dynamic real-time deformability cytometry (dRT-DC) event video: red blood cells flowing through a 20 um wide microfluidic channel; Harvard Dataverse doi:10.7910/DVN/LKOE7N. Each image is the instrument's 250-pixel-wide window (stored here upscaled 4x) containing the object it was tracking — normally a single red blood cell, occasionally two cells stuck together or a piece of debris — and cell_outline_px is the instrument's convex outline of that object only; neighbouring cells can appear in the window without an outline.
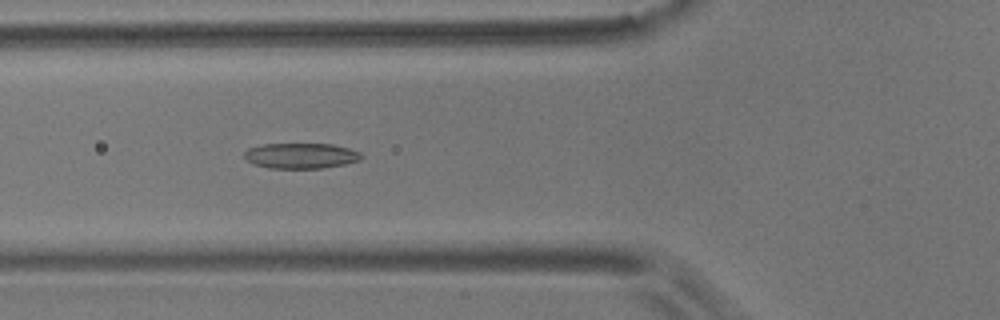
{"species": "common noctule bat (a hibernating species)", "species_latin": "Nyctalus noctula", "temperature_condition": "room temperature", "stored_images_in_passage": 42, "camera_frame_rate_fps": 3000, "um_per_image_px": 0.085, "animal": {"sex": "male", "body_mass_g": 17.9}, "frame": {"image": 1, "passage_image": 6, "time_ms": 1.667, "image_size_px": [1000, 320], "cell_outline_px": [[364, 156], [360, 160], [344, 164], [320, 168], [268, 168], [252, 164], [244, 156], [244, 152], [248, 148], [260, 144], [332, 144], [348, 148], [360, 152]], "centroid_in_image_um": [25.56, 13.23], "position_along_channel_um": 100.2, "area_um2": 17.4}}
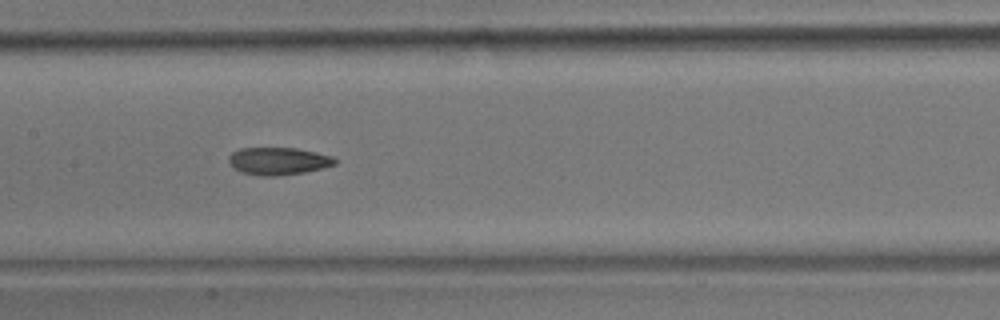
{"frame": {"image": 2, "passage_image": 13, "time_ms": 4.0, "image_size_px": [1000, 320], "cell_outline_px": [[336, 164], [304, 172], [276, 176], [260, 176], [244, 172], [236, 168], [228, 160], [228, 156], [232, 152], [240, 148], [296, 148], [316, 152], [332, 156], [336, 160]], "centroid_in_image_um": [23.66, 13.68], "position_along_channel_um": 183.7, "area_um2": 16.76}}
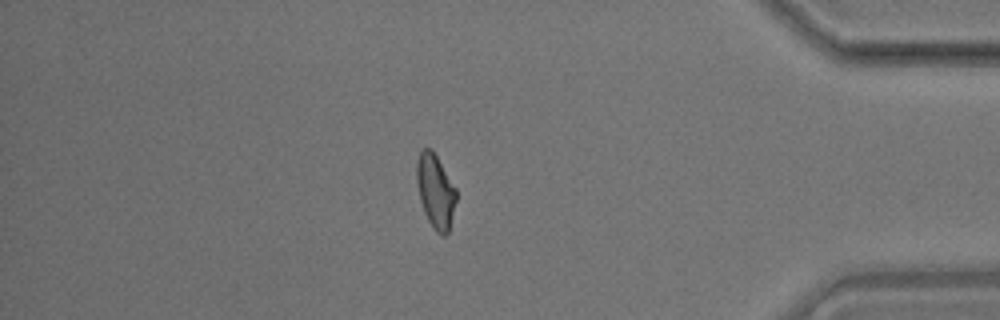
{"frame": {"image": 3, "passage_image": 34, "time_ms": 11.0, "image_size_px": [1000, 320], "cell_outline_px": [[456, 200], [448, 232], [444, 236], [440, 236], [432, 228], [424, 212], [420, 200], [416, 180], [416, 160], [420, 148], [432, 148], [456, 188]], "centroid_in_image_um": [36.99, 16.22], "position_along_channel_um": 398.2, "area_um2": 17.22}, "authors_computed_cell_mechanics": {"area_um2": 17.0799, "velocity_mm_per_s": 3.5531, "shape_relaxation_time_tau1_ms": 8.1641, "shape_relaxation_time_tau2_ms": 3.2954, "deformation_change_tau1": 0.1734, "deformation_change_tau2": 0.0991}}